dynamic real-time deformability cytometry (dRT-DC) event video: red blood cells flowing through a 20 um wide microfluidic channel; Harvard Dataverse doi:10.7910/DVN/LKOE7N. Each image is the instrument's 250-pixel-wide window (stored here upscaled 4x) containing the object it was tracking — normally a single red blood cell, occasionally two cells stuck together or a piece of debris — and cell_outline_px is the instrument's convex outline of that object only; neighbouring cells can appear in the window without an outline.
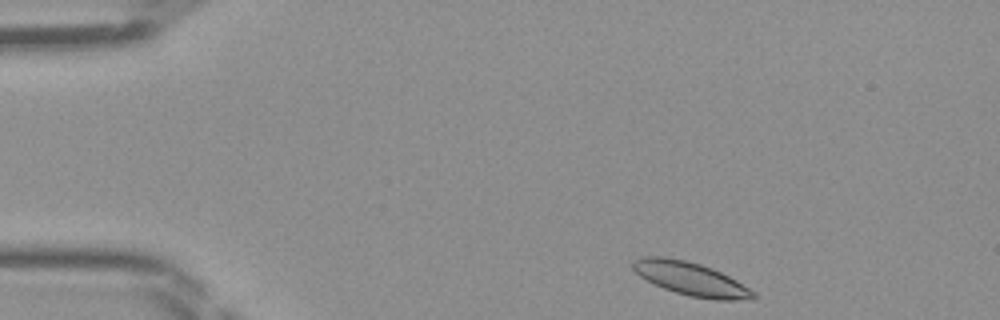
{"species": "Egyptian fruit bat (a non-hibernating species)", "species_latin": "Rousettus aegyptiacus", "temperature_condition": "room temperature", "stored_images_in_passage": 41, "camera_frame_rate_fps": 3000, "um_per_image_px": 0.085, "frame": {"image": 1, "passage_image": 1, "time_ms": 0.0, "image_size_px": [1000, 320], "cell_outline_px": [[756, 296], [736, 300], [716, 300], [688, 296], [664, 288], [640, 276], [632, 268], [632, 260], [640, 256], [664, 256], [684, 260], [700, 264], [712, 268], [736, 280], [756, 292]], "centroid_in_image_um": [58.68, 23.68], "position_along_channel_um": 26.3, "area_um2": 23.18}}
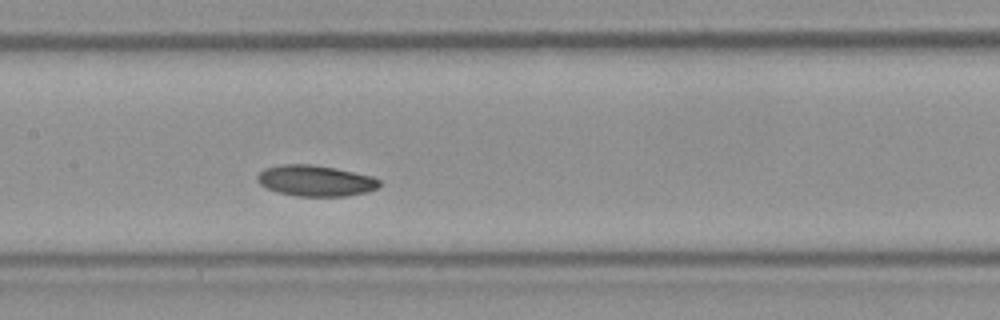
{"frame": {"image": 2, "passage_image": 17, "time_ms": 5.333, "image_size_px": [1000, 320], "cell_outline_px": [[380, 184], [376, 188], [368, 192], [344, 196], [296, 196], [280, 192], [268, 188], [260, 184], [256, 180], [256, 176], [264, 168], [280, 164], [312, 164], [336, 168], [372, 176], [380, 180]], "centroid_in_image_um": [26.81, 15.35], "position_along_channel_um": 180.6, "area_um2": 22.02}}
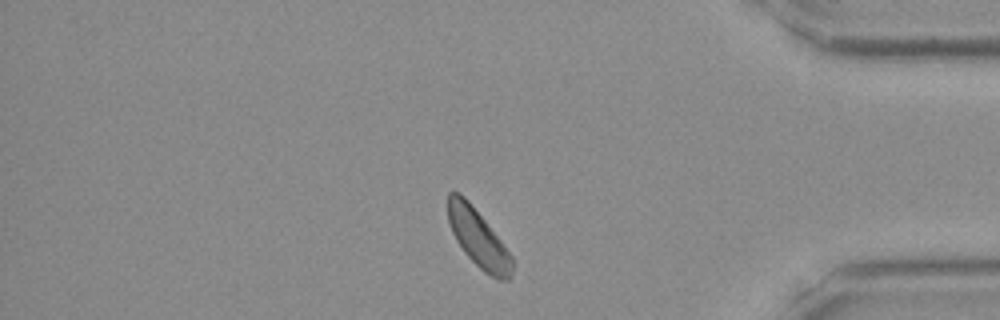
{"frame": {"image": 3, "passage_image": 34, "time_ms": 11.0, "image_size_px": [1000, 320], "cell_outline_px": [[512, 276], [508, 280], [500, 280], [484, 272], [464, 252], [456, 240], [452, 232], [448, 220], [448, 192], [460, 192], [468, 200], [500, 240], [512, 256]], "centroid_in_image_um": [40.64, 20.25], "position_along_channel_um": 394.6, "area_um2": 21.21}}